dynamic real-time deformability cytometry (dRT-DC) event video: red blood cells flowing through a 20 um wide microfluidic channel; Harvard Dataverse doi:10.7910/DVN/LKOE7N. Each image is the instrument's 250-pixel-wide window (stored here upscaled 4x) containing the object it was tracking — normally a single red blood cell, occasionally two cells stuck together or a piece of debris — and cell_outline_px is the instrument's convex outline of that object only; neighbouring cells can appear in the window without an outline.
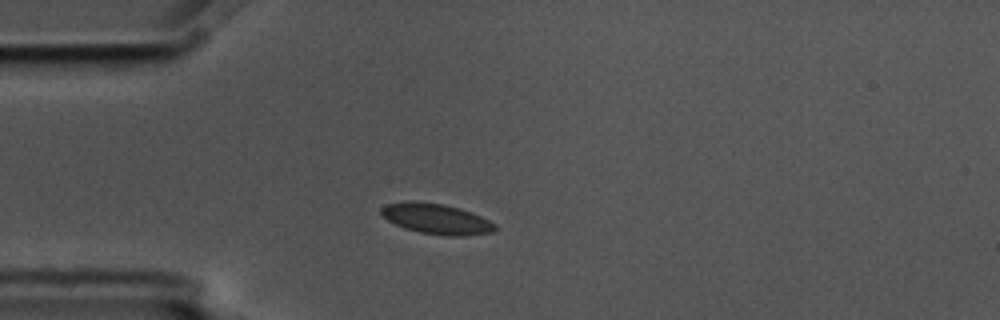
{"species": "common noctule bat (a hibernating species)", "species_latin": "Nyctalus noctula", "temperature_condition": "cold", "stored_images_in_passage": 1, "camera_frame_rate_fps": 3000, "um_per_image_px": 0.085, "animal": {"sex": "male", "body_mass_g": 17.5, "forearm_length_mm": 52.3}, "frame": {"image": 1, "passage_image": 1, "time_ms": 0.0, "image_size_px": [1000, 320], "cell_outline_px": [[496, 228], [492, 232], [464, 236], [448, 236], [420, 232], [404, 228], [388, 220], [380, 212], [380, 208], [388, 204], [408, 200], [412, 200], [444, 204], [460, 208], [472, 212], [496, 224]], "centroid_in_image_um": [37.09, 18.59], "position_along_channel_um": 47.9, "area_um2": 20.17}}